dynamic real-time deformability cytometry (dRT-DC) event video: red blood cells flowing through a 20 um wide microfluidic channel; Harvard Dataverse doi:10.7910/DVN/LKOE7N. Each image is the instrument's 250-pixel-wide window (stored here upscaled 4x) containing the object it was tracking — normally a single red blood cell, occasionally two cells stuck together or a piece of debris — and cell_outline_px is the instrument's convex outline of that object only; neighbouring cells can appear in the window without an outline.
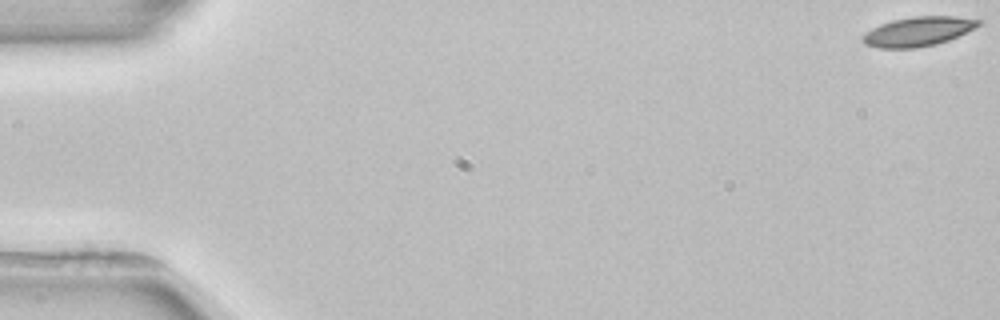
{"species": "common noctule bat (a hibernating species)", "species_latin": "Nyctalus noctula", "temperature_condition": "room temperature", "stored_images_in_passage": 6, "camera_frame_rate_fps": 3000, "um_per_image_px": 0.085, "animal": {"sex": "female", "body_mass_g": 22.7, "forearm_length_mm": 54.2}, "frame": {"image": 1, "passage_image": 1, "time_ms": 0.0, "image_size_px": [1000, 320], "cell_outline_px": [[984, 20], [976, 28], [948, 40], [936, 44], [916, 48], [876, 48], [864, 44], [860, 36], [864, 32], [880, 24], [892, 20], [912, 16], [952, 16]], "centroid_in_image_um": [78.01, 2.67], "position_along_channel_um": 7.0, "area_um2": 20.06}}
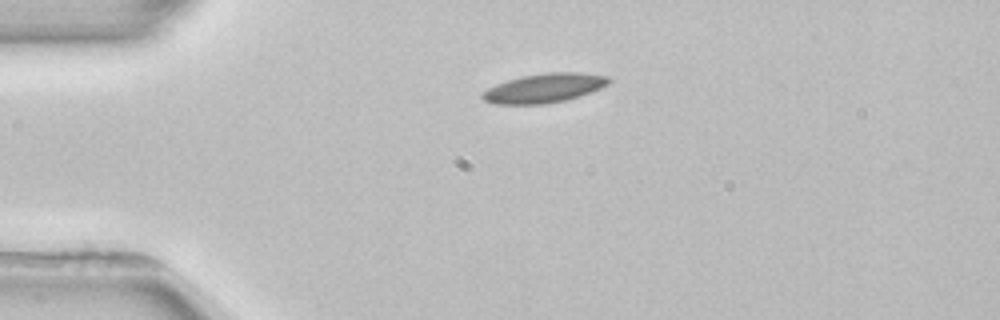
{"frame": {"image": 2, "passage_image": 4, "time_ms": 4.0, "image_size_px": [1000, 320], "cell_outline_px": [[612, 80], [608, 84], [600, 88], [580, 96], [564, 100], [544, 104], [496, 104], [484, 100], [480, 96], [480, 92], [496, 84], [520, 76], [548, 72], [580, 72], [608, 76]], "centroid_in_image_um": [46.24, 7.48], "position_along_channel_um": 38.8, "area_um2": 21.56}}